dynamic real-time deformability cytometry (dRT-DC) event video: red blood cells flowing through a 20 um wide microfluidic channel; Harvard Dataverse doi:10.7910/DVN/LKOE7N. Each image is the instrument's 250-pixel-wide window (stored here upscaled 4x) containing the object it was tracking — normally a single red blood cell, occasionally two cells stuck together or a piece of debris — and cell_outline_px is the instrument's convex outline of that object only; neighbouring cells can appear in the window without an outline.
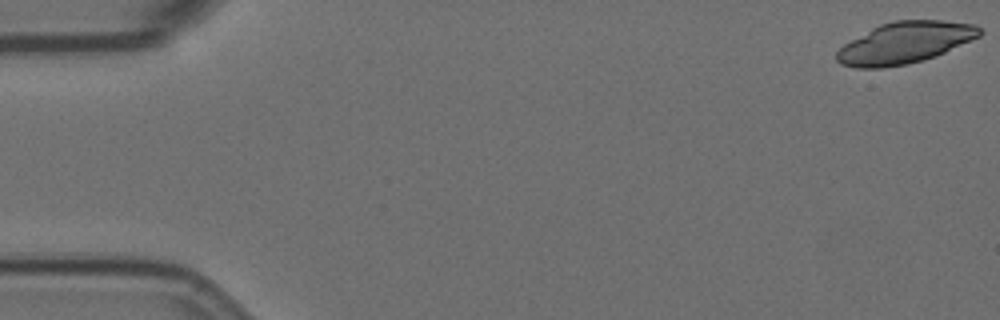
{"species": "Egyptian fruit bat (a non-hibernating species)", "species_latin": "Rousettus aegyptiacus", "temperature_condition": "room temperature", "stored_images_in_passage": 40, "camera_frame_rate_fps": 3000, "um_per_image_px": 0.085, "animal": {"sex": "female"}, "frame": {"image": 1, "passage_image": 1, "time_ms": 0.0, "image_size_px": [1000, 320], "cell_outline_px": [[984, 32], [980, 36], [936, 56], [924, 60], [908, 64], [884, 68], [856, 68], [840, 64], [836, 60], [836, 52], [844, 44], [872, 28], [880, 24], [892, 20], [944, 20], [976, 24]], "centroid_in_image_um": [76.93, 3.63], "position_along_channel_um": 8.1, "area_um2": 34.74}}